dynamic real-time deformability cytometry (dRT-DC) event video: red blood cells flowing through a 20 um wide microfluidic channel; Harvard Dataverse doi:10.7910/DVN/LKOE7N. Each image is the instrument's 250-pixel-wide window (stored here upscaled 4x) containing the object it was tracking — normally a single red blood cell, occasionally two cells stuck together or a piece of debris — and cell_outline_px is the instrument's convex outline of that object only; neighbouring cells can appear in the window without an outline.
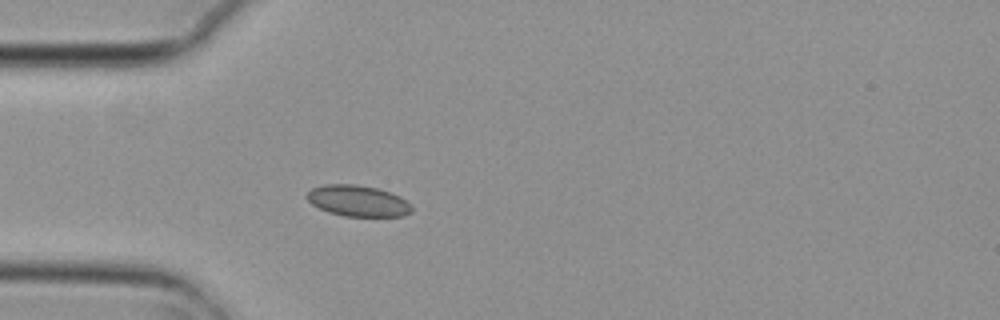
{"species": "common noctule bat (a hibernating species)", "species_latin": "Nyctalus noctula", "temperature_condition": "cold", "stored_images_in_passage": 3, "camera_frame_rate_fps": 3000, "um_per_image_px": 0.085, "animal": {"sex": "female", "body_mass_g": 29.2, "forearm_length_mm": 56.3}, "frame": {"image": 1, "passage_image": 3, "time_ms": 0.667, "image_size_px": [1000, 320], "cell_outline_px": [[412, 212], [404, 216], [344, 216], [328, 212], [312, 204], [304, 196], [312, 188], [324, 184], [356, 184], [376, 188], [400, 196], [412, 204]], "centroid_in_image_um": [30.42, 17.07], "position_along_channel_um": 54.6, "area_um2": 19.07}}